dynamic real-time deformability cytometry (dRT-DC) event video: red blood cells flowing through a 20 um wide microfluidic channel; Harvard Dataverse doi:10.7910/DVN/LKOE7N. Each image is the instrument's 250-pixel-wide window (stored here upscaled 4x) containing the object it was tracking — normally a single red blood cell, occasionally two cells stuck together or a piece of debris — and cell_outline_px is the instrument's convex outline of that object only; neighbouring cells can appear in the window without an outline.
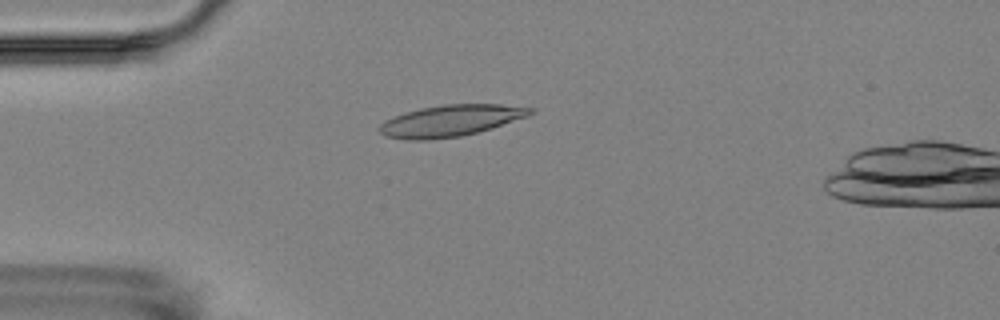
{"species": "Egyptian fruit bat (a non-hibernating species)", "species_latin": "Rousettus aegyptiacus", "temperature_condition": "room temperature", "stored_images_in_passage": 6, "camera_frame_rate_fps": 3000, "um_per_image_px": 0.085, "animal": {"sex": "female"}, "frame": {"image": 1, "passage_image": 4, "time_ms": 4.333, "image_size_px": [1000, 320], "cell_outline_px": [[532, 112], [528, 116], [492, 128], [460, 136], [428, 140], [408, 140], [384, 136], [376, 128], [384, 120], [392, 116], [404, 112], [420, 108], [444, 104], [500, 104], [532, 108]], "centroid_in_image_um": [38.22, 10.26], "position_along_channel_um": 46.8, "area_um2": 27.69}}